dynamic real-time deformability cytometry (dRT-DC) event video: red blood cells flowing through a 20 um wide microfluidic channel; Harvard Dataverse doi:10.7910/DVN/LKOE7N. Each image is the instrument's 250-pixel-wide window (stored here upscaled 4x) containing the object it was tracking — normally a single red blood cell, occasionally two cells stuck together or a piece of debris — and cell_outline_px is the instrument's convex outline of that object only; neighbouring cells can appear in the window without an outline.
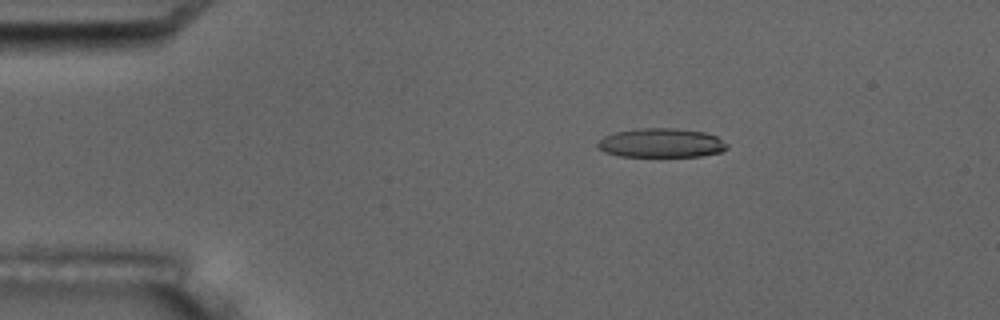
{"species": "common noctule bat (a hibernating species)", "species_latin": "Nyctalus noctula", "temperature_condition": "room temperature", "stored_images_in_passage": 6, "camera_frame_rate_fps": 3000, "um_per_image_px": 0.085, "animal": {"sex": "male", "body_mass_g": 17.5, "forearm_length_mm": 52.3}, "frame": {"image": 1, "passage_image": 3, "time_ms": 3.333, "image_size_px": [1000, 320], "cell_outline_px": [[728, 148], [720, 152], [700, 156], [620, 156], [604, 152], [596, 144], [604, 136], [616, 132], [640, 128], [676, 128], [704, 132], [716, 136], [728, 144]], "centroid_in_image_um": [56.22, 12.15], "position_along_channel_um": 28.8, "area_um2": 21.85}}